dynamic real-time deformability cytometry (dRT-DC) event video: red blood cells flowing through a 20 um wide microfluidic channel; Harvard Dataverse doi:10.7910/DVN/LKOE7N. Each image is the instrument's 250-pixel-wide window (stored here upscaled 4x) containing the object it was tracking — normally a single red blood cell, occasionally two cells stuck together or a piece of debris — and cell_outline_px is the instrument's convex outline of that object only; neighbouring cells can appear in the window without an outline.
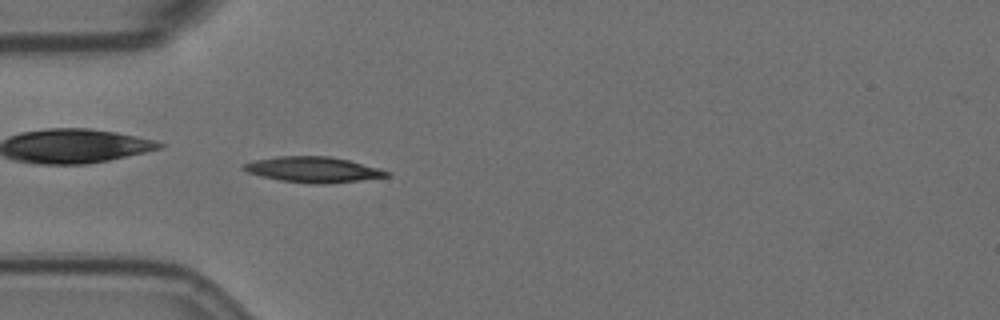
{"species": "Egyptian fruit bat (a non-hibernating species)", "species_latin": "Rousettus aegyptiacus", "temperature_condition": "room temperature", "stored_images_in_passage": 54, "camera_frame_rate_fps": 3000, "um_per_image_px": 0.085, "animal": {"sex": "female"}, "frame": {"image": 1, "passage_image": 15, "time_ms": 4.667, "image_size_px": [1000, 320], "cell_outline_px": [[392, 176], [360, 180], [324, 184], [312, 184], [280, 180], [260, 176], [248, 172], [240, 168], [244, 164], [256, 160], [276, 156], [328, 156], [348, 160], [380, 168], [392, 172]], "centroid_in_image_um": [26.65, 14.42], "position_along_channel_um": 58.3, "area_um2": 21.39}}
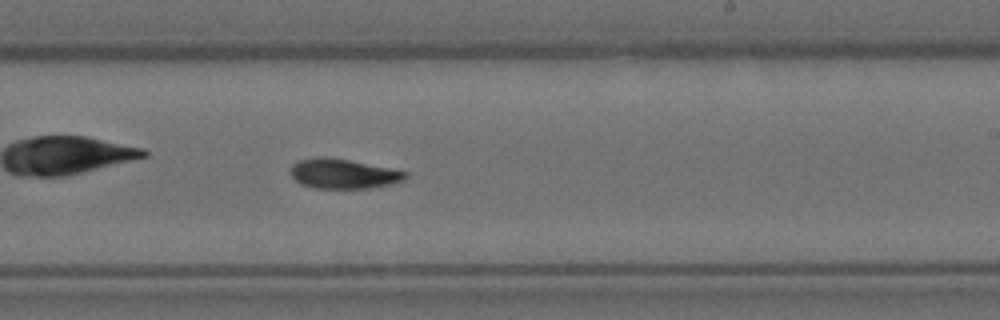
{"frame": {"image": 2, "passage_image": 32, "time_ms": 10.333, "image_size_px": [1000, 320], "cell_outline_px": [[408, 176], [404, 180], [388, 184], [368, 188], [312, 188], [300, 184], [292, 176], [292, 164], [300, 160], [320, 156], [324, 156], [348, 160], [408, 172]], "centroid_in_image_um": [29.16, 14.77], "position_along_channel_um": 259.8, "area_um2": 19.59}}
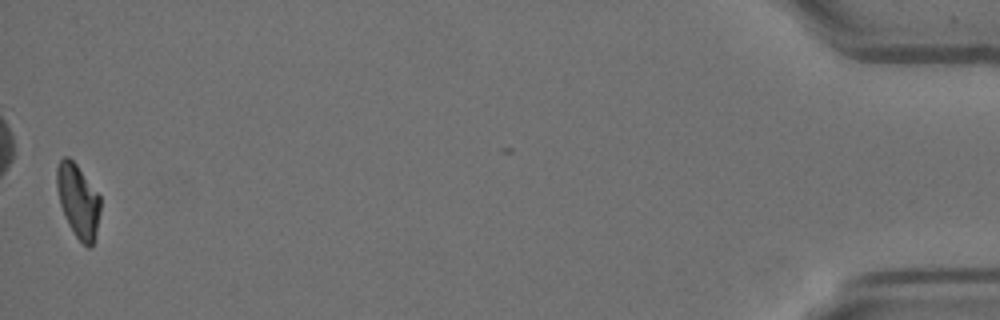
{"frame": {"image": 3, "passage_image": 54, "time_ms": 17.667, "image_size_px": [1000, 320], "cell_outline_px": [[100, 212], [96, 232], [92, 244], [88, 248], [76, 236], [68, 224], [60, 204], [56, 188], [56, 168], [60, 160], [64, 156], [68, 156], [76, 164], [100, 196]], "centroid_in_image_um": [6.62, 17.04], "position_along_channel_um": 428.6, "area_um2": 18.44}, "authors_computed_cell_mechanics": {"area_um2": 19.7098, "velocity_mm_per_s": 3.6097, "shape_relaxation_time_tau1_ms": 4.599, "shape_relaxation_time_tau2_ms": 7.2665, "deformation_change_tau1": 0.161, "deformation_change_tau2": 0.1116}}